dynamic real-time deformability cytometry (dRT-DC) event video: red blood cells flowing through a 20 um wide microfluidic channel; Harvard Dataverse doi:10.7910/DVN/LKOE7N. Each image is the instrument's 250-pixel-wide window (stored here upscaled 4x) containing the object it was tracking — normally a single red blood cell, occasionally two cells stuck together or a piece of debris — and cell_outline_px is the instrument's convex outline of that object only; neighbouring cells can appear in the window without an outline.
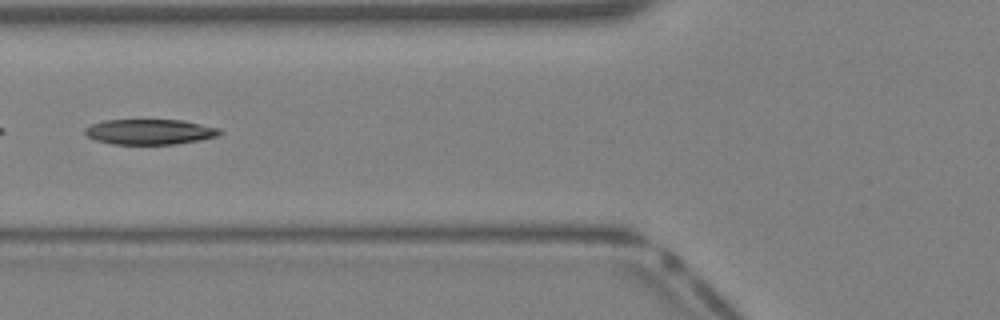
{"species": "Egyptian fruit bat (a non-hibernating species)", "species_latin": "Rousettus aegyptiacus", "temperature_condition": "warm", "stored_images_in_passage": 34, "segment_of_instrument_passage": [2, 2], "camera_frame_rate_fps": 3000, "um_per_image_px": 0.085, "animal": {"sex": "female"}, "frame": {"image": 1, "passage_image": 11, "time_ms": 3.333, "image_size_px": [1000, 320], "cell_outline_px": [[224, 132], [216, 136], [200, 140], [176, 144], [112, 144], [96, 140], [88, 136], [84, 132], [84, 128], [92, 124], [104, 120], [184, 120], [220, 128]], "centroid_in_image_um": [12.75, 11.2], "position_along_channel_um": 113.0, "area_um2": 19.94}}
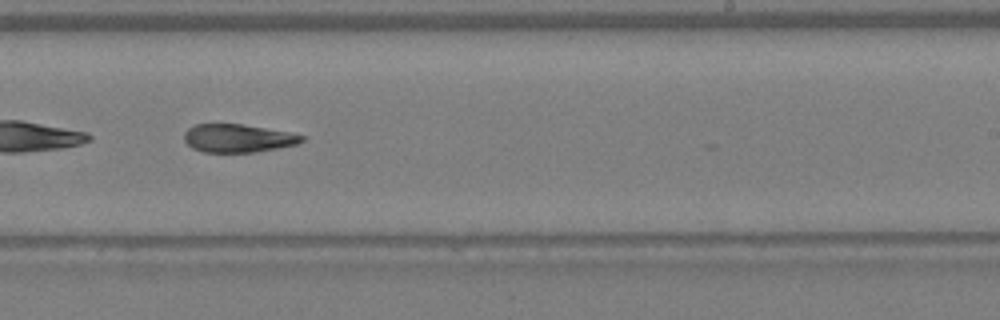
{"frame": {"image": 2, "passage_image": 20, "time_ms": 6.333, "image_size_px": [1000, 320], "cell_outline_px": [[304, 140], [296, 144], [256, 152], [204, 152], [192, 148], [184, 140], [184, 132], [188, 128], [196, 124], [240, 124], [288, 132], [304, 136]], "centroid_in_image_um": [20.18, 11.75], "position_along_channel_um": 268.8, "area_um2": 19.07}}
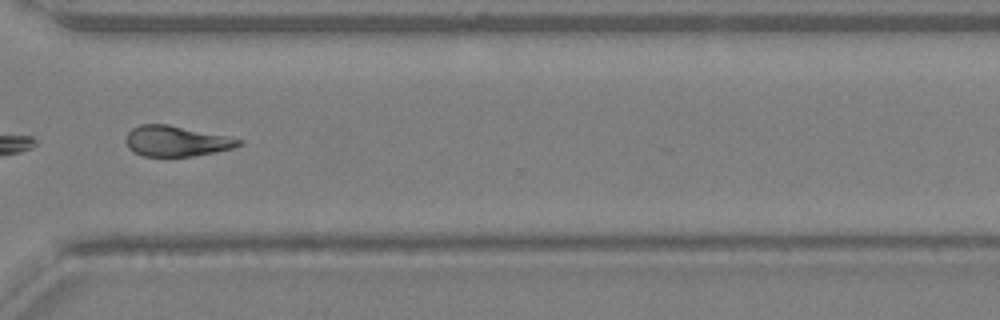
{"frame": {"image": 3, "passage_image": 25, "time_ms": 8.0, "image_size_px": [1000, 320], "cell_outline_px": [[244, 140], [240, 144], [232, 148], [216, 152], [192, 156], [144, 156], [132, 152], [128, 148], [124, 140], [128, 132], [132, 128], [140, 124], [168, 124], [228, 136]], "centroid_in_image_um": [14.95, 11.99], "position_along_channel_um": 355.7, "area_um2": 20.17}}